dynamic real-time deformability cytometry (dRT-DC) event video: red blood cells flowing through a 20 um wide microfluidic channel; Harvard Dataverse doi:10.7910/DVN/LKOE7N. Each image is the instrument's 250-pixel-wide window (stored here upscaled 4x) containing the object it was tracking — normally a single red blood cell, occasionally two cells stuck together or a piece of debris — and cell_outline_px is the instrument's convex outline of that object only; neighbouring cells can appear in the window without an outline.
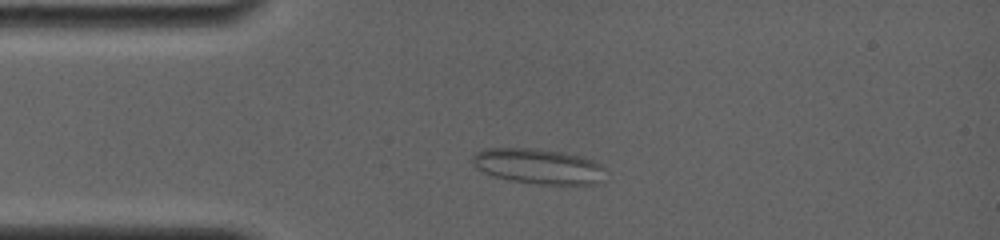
{"species": "common noctule bat (a hibernating species)", "species_latin": "Nyctalus noctula", "temperature_condition": "room temperature", "stored_images_in_passage": 12, "camera_frame_rate_fps": 4000, "um_per_image_px": 0.085, "animal": {"sex": "female", "body_mass_g": 19.0, "forearm_length_mm": 56.7}, "frame": {"image": 1, "passage_image": 7, "time_ms": 2.5, "image_size_px": [1000, 240], "cell_outline_px": [[608, 180], [596, 184], [540, 184], [512, 180], [492, 176], [476, 168], [472, 164], [472, 156], [476, 152], [484, 148], [528, 148], [564, 152], [584, 156], [596, 160], [604, 164]], "centroid_in_image_um": [45.86, 14.13], "position_along_channel_um": 39.1, "area_um2": 27.98}}